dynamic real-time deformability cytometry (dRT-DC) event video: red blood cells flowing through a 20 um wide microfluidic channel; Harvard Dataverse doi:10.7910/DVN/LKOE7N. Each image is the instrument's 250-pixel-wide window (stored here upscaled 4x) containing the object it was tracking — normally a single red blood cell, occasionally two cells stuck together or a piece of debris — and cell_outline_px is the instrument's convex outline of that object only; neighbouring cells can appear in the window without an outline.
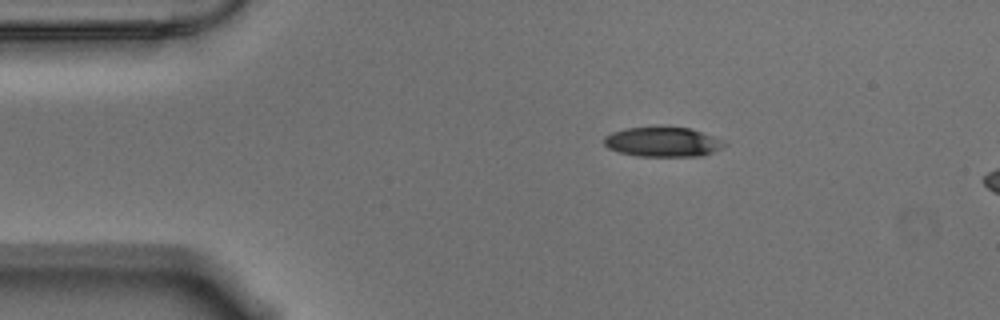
{"species": "Egyptian fruit bat (a non-hibernating species)", "species_latin": "Rousettus aegyptiacus", "temperature_condition": "warm", "stored_images_in_passage": 6, "camera_frame_rate_fps": 3000, "um_per_image_px": 0.085, "animal": {"sex": "male"}, "frame": {"image": 1, "passage_image": 1, "time_ms": 0.0, "image_size_px": [1000, 320], "cell_outline_px": [[728, 144], [704, 156], [636, 156], [620, 152], [608, 148], [604, 144], [604, 136], [612, 132], [624, 128], [688, 128], [724, 140]], "centroid_in_image_um": [56.32, 12.08], "position_along_channel_um": 28.7, "area_um2": 20.52}}